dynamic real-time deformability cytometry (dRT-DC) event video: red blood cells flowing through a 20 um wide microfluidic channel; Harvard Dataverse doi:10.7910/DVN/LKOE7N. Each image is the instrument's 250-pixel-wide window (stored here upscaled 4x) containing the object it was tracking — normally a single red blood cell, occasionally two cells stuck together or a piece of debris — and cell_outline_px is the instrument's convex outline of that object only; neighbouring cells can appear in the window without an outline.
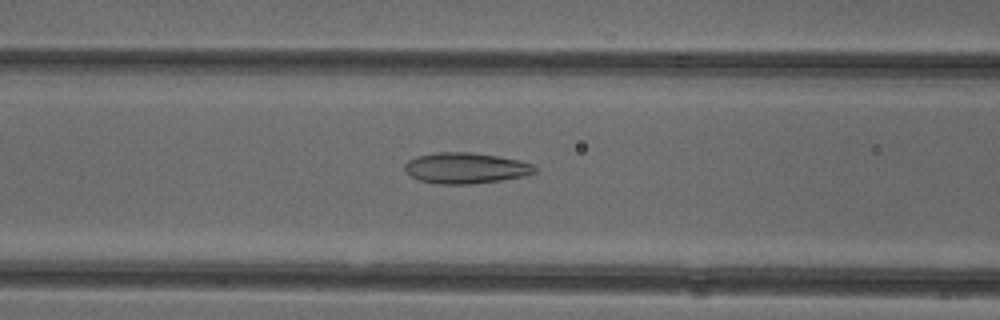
{"species": "common noctule bat (a hibernating species)", "species_latin": "Nyctalus noctula", "temperature_condition": "cold", "stored_images_in_passage": 52, "camera_frame_rate_fps": 3000, "um_per_image_px": 0.085, "animal": {"sex": "female"}, "frame": {"image": 1, "passage_image": 21, "time_ms": 6.667, "image_size_px": [1000, 320], "cell_outline_px": [[536, 172], [524, 176], [500, 180], [472, 184], [436, 184], [420, 180], [404, 172], [404, 164], [408, 160], [416, 156], [440, 152], [472, 152], [520, 160], [532, 164], [536, 168]], "centroid_in_image_um": [39.56, 14.28], "position_along_channel_um": 127.0, "area_um2": 23.41}}
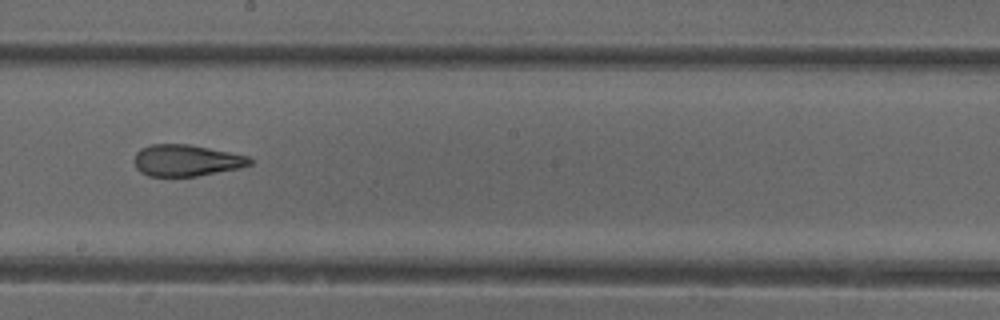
{"frame": {"image": 2, "passage_image": 29, "time_ms": 9.333, "image_size_px": [1000, 320], "cell_outline_px": [[252, 164], [240, 168], [196, 176], [148, 176], [140, 172], [136, 168], [136, 152], [140, 148], [152, 144], [188, 144], [248, 156], [252, 160]], "centroid_in_image_um": [15.83, 13.64], "position_along_channel_um": 232.4, "area_um2": 21.04}}
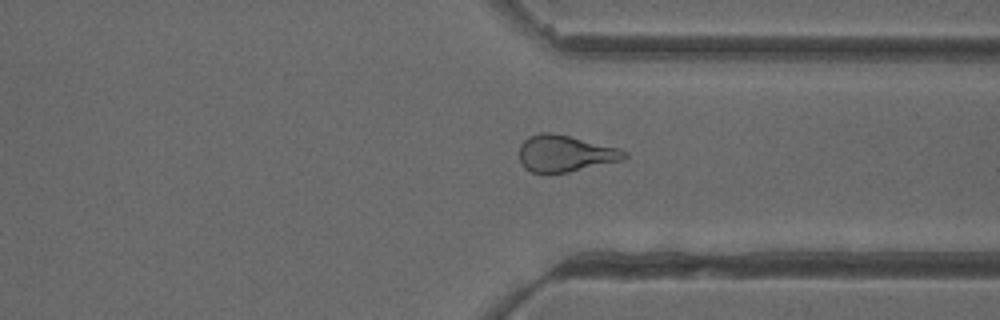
{"frame": {"image": 3, "passage_image": 39, "time_ms": 12.667, "image_size_px": [1000, 320], "cell_outline_px": [[628, 156], [624, 160], [568, 172], [548, 176], [532, 172], [524, 168], [520, 164], [520, 144], [528, 136], [540, 132], [552, 132], [620, 148], [628, 152]], "centroid_in_image_um": [48.02, 13.07], "position_along_channel_um": 363.4, "area_um2": 23.0}, "authors_computed_cell_mechanics": {"area_um2": 23.9292, "velocity_mm_per_s": 3.9443, "shape_relaxation_time_tau1_ms": null, "shape_relaxation_time_tau2_ms": 2.0017, "deformation_change_tau1": null, "deformation_change_tau2": 0.1136}}